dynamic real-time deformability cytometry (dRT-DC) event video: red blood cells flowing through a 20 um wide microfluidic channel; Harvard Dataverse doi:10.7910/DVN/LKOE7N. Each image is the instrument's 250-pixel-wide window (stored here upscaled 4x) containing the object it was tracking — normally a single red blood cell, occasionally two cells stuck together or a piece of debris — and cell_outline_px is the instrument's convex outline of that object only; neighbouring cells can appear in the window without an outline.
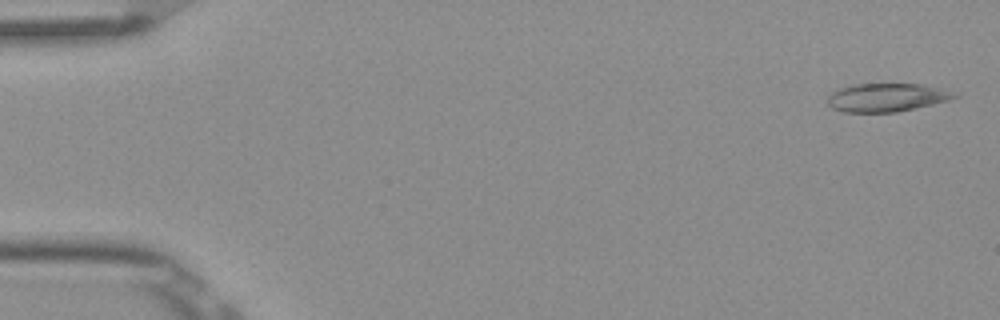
{"species": "Egyptian fruit bat (a non-hibernating species)", "species_latin": "Rousettus aegyptiacus", "temperature_condition": "room temperature", "stored_images_in_passage": 5, "camera_frame_rate_fps": 3000, "um_per_image_px": 0.085, "frame": {"image": 1, "passage_image": 1, "time_ms": 0.0, "image_size_px": [1000, 320], "cell_outline_px": [[960, 96], [948, 100], [916, 108], [896, 112], [844, 112], [832, 108], [828, 104], [828, 92], [852, 84], [920, 84], [936, 88]], "centroid_in_image_um": [75.26, 8.29], "position_along_channel_um": 9.7, "area_um2": 20.69}}
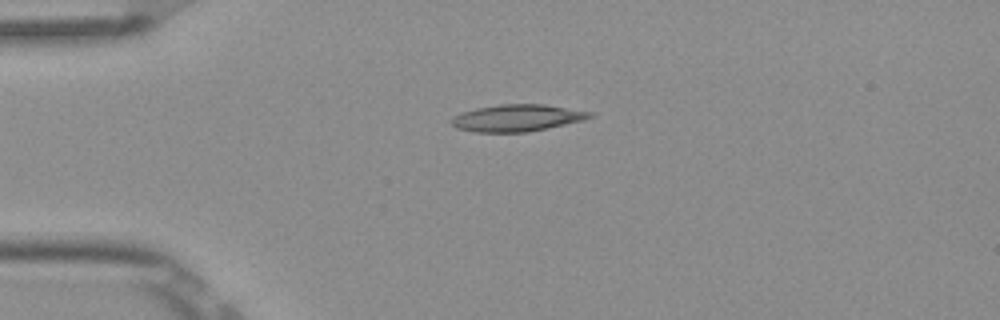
{"frame": {"image": 2, "passage_image": 4, "time_ms": 1.0, "image_size_px": [1000, 320], "cell_outline_px": [[596, 116], [584, 120], [528, 132], [476, 132], [456, 128], [448, 120], [460, 112], [476, 108], [500, 104], [544, 104], [592, 112]], "centroid_in_image_um": [43.94, 10.02], "position_along_channel_um": 41.1, "area_um2": 21.79}}